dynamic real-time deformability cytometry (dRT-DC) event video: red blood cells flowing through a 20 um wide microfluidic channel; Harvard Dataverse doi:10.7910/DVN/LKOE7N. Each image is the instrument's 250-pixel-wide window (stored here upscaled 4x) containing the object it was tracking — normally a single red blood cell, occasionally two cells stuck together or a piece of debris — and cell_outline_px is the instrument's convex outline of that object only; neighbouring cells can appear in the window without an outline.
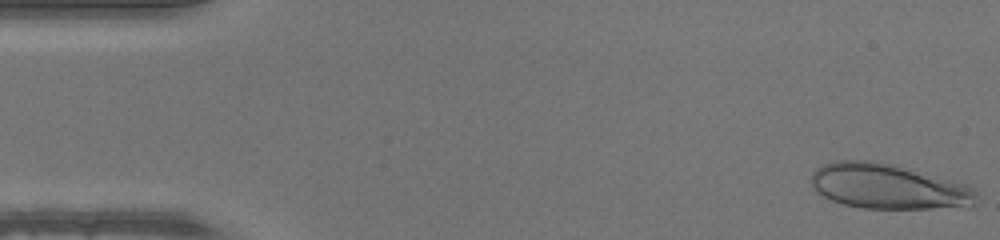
{"species": "human", "species_latin": "Homo sapiens", "temperature_condition": "warm", "stored_images_in_passage": 48, "camera_frame_rate_fps": 3000, "um_per_image_px": 0.085, "donor": {"sex": "male"}, "frame": {"image": 1, "passage_image": 1, "time_ms": 0.0, "image_size_px": [1000, 240], "cell_outline_px": [[976, 204], [932, 208], [864, 208], [844, 204], [832, 200], [816, 192], [812, 188], [812, 172], [816, 168], [824, 164], [836, 160], [868, 160], [892, 164], [968, 184], [976, 188]], "centroid_in_image_um": [75.48, 15.83], "position_along_channel_um": 9.5, "area_um2": 43.18}}
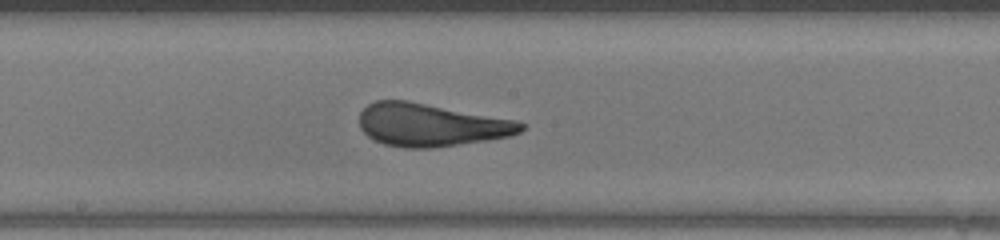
{"frame": {"image": 2, "passage_image": 25, "time_ms": 8.0, "image_size_px": [1000, 240], "cell_outline_px": [[524, 128], [520, 132], [508, 136], [484, 140], [428, 148], [404, 148], [384, 144], [368, 136], [360, 128], [360, 112], [368, 104], [376, 100], [408, 100], [516, 120], [524, 124]], "centroid_in_image_um": [36.58, 10.6], "position_along_channel_um": 211.6, "area_um2": 40.0}}
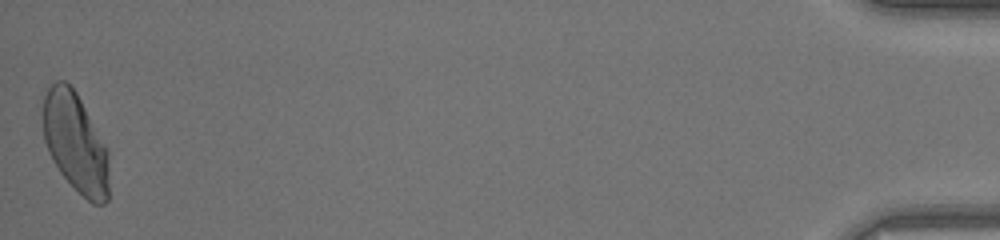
{"frame": {"image": 3, "passage_image": 48, "time_ms": 15.667, "image_size_px": [1000, 240], "cell_outline_px": [[108, 200], [104, 204], [92, 204], [60, 172], [52, 160], [48, 152], [44, 140], [44, 96], [48, 88], [56, 80], [64, 80], [76, 92], [108, 148]], "centroid_in_image_um": [6.43, 12.13], "position_along_channel_um": 428.8, "area_um2": 37.97}}